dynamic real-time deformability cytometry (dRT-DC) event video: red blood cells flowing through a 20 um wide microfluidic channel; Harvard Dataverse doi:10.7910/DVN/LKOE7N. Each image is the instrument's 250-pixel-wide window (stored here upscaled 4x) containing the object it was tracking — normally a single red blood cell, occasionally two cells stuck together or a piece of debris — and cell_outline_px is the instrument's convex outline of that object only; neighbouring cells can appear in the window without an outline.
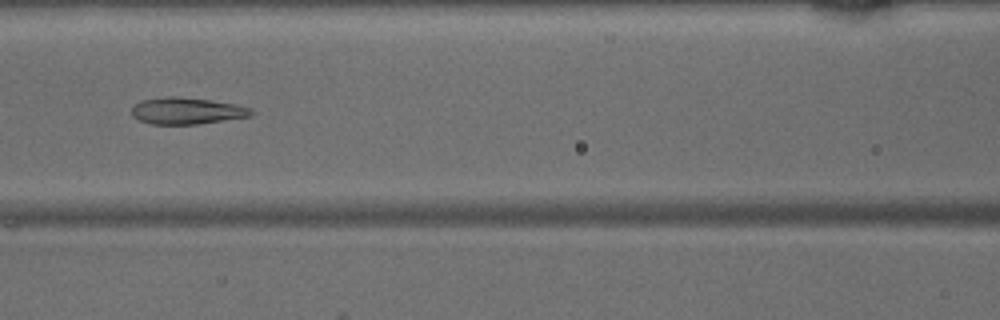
{"species": "common noctule bat (a hibernating species)", "species_latin": "Nyctalus noctula", "temperature_condition": "warm", "stored_images_in_passage": 48, "camera_frame_rate_fps": 3000, "um_per_image_px": 0.085, "animal": {"sex": "male", "body_mass_g": 15.6}, "frame": {"image": 1, "passage_image": 21, "time_ms": 6.667, "image_size_px": [1000, 320], "cell_outline_px": [[256, 112], [248, 116], [200, 124], [152, 124], [140, 120], [132, 116], [132, 108], [140, 100], [168, 96], [176, 96], [212, 100], [236, 104], [252, 108]], "centroid_in_image_um": [15.89, 9.41], "position_along_channel_um": 150.7, "area_um2": 18.61}}
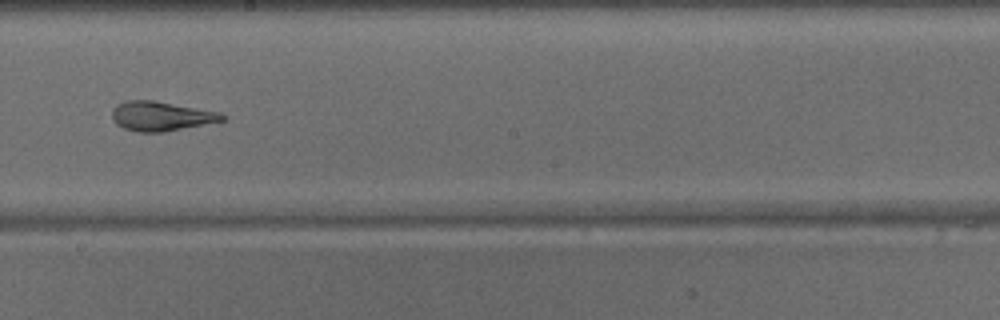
{"frame": {"image": 2, "passage_image": 27, "time_ms": 8.667, "image_size_px": [1000, 320], "cell_outline_px": [[224, 120], [160, 132], [136, 132], [124, 128], [116, 124], [112, 120], [112, 108], [116, 104], [124, 100], [152, 100], [220, 112], [224, 116]], "centroid_in_image_um": [13.6, 9.86], "position_along_channel_um": 234.6, "area_um2": 18.67}}
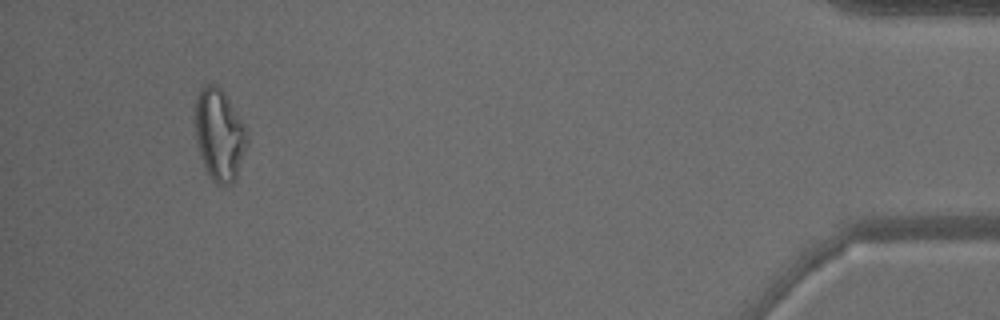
{"frame": {"image": 3, "passage_image": 45, "time_ms": 14.667, "image_size_px": [1000, 320], "cell_outline_px": [[248, 144], [236, 180], [232, 184], [216, 184], [212, 180], [204, 164], [196, 140], [196, 96], [200, 88], [208, 84], [216, 84], [224, 92], [244, 124], [248, 136]], "centroid_in_image_um": [18.68, 11.46], "position_along_channel_um": 416.5, "area_um2": 27.63}}